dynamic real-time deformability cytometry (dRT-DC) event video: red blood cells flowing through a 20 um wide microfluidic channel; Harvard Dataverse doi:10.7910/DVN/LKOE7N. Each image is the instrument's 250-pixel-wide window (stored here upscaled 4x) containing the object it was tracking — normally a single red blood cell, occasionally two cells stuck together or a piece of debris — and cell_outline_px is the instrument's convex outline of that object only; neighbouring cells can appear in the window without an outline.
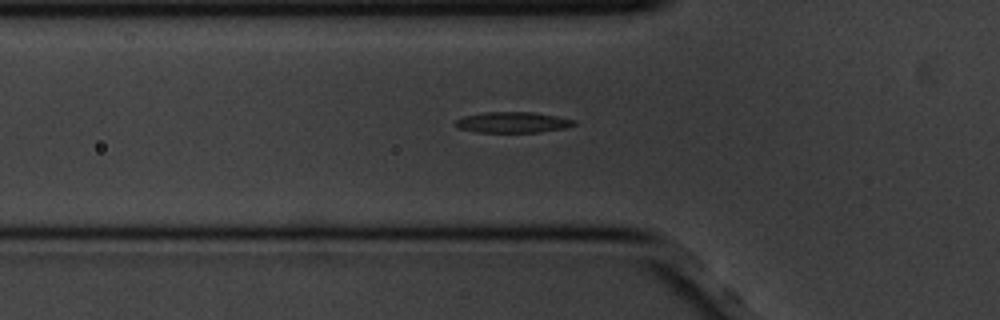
{"species": "common noctule bat (a hibernating species)", "species_latin": "Nyctalus noctula", "temperature_condition": "cold", "stored_images_in_passage": 25, "camera_frame_rate_fps": 3000, "um_per_image_px": 0.085, "animal": {"sex": "male", "body_mass_g": 20.1, "forearm_length_mm": 53.5}, "frame": {"image": 1, "passage_image": 2, "time_ms": 0.333, "image_size_px": [1000, 320], "cell_outline_px": [[576, 124], [564, 128], [540, 132], [472, 132], [460, 128], [452, 124], [456, 120], [464, 116], [484, 112], [532, 112], [556, 116], [576, 120]], "centroid_in_image_um": [43.55, 10.4], "position_along_channel_um": 82.3, "area_um2": 14.39}}
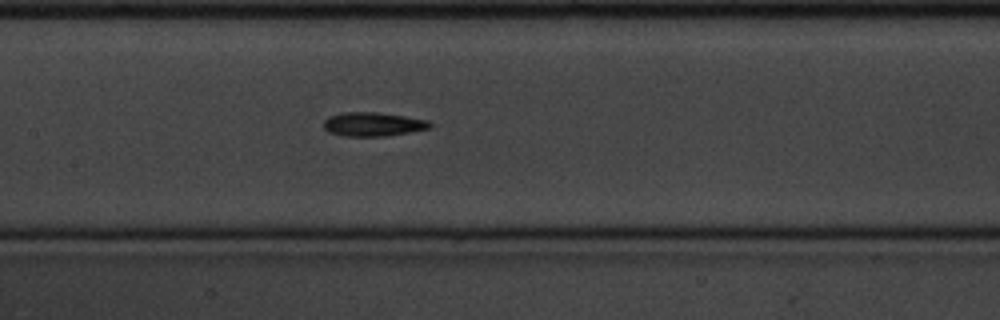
{"frame": {"image": 2, "passage_image": 10, "time_ms": 3.0, "image_size_px": [1000, 320], "cell_outline_px": [[432, 128], [384, 136], [340, 136], [328, 132], [324, 128], [324, 120], [328, 116], [344, 112], [376, 112], [404, 116], [428, 120], [432, 124]], "centroid_in_image_um": [31.68, 10.56], "position_along_channel_um": 175.7, "area_um2": 14.85}}
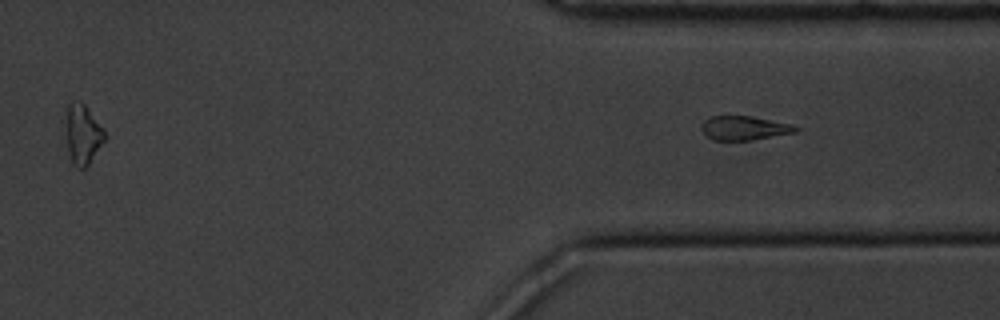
{"frame": {"image": 3, "passage_image": 25, "time_ms": 8.0, "image_size_px": [1000, 320], "cell_outline_px": [[800, 128], [796, 132], [748, 140], [712, 140], [700, 128], [700, 124], [704, 120], [712, 116], [748, 116], [792, 124]], "centroid_in_image_um": [63.23, 10.88], "position_along_channel_um": 348.2, "area_um2": 13.01}}